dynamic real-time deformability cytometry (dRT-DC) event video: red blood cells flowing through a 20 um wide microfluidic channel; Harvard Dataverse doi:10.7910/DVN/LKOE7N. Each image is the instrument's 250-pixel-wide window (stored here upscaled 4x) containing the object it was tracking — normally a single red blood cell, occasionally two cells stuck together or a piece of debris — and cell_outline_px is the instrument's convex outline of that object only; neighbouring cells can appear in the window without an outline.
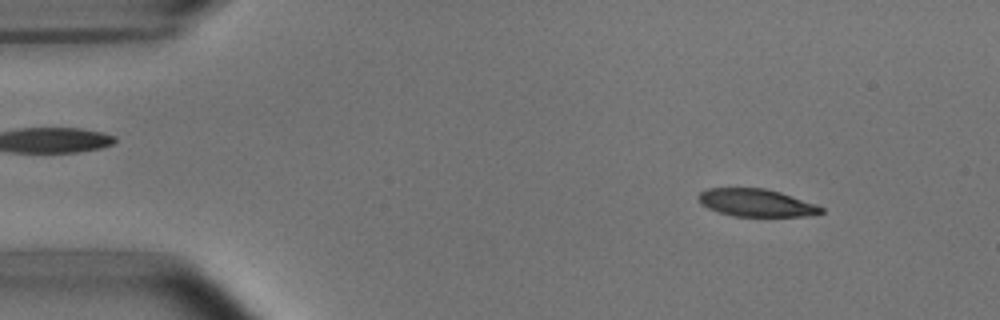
{"species": "common noctule bat (a hibernating species)", "species_latin": "Nyctalus noctula", "temperature_condition": "room temperature", "stored_images_in_passage": 52, "segment_of_instrument_passage": [1, 2], "camera_frame_rate_fps": 3000, "um_per_image_px": 0.085, "animal": {"sex": "male", "body_mass_g": 15.6}, "frame": {"image": 1, "passage_image": 5, "time_ms": 1.333, "image_size_px": [1000, 320], "cell_outline_px": [[824, 212], [812, 216], [732, 216], [708, 208], [700, 204], [696, 196], [700, 192], [708, 188], [764, 188], [780, 192], [816, 204], [824, 208]], "centroid_in_image_um": [64.28, 17.24], "position_along_channel_um": 20.7, "area_um2": 19.83}}
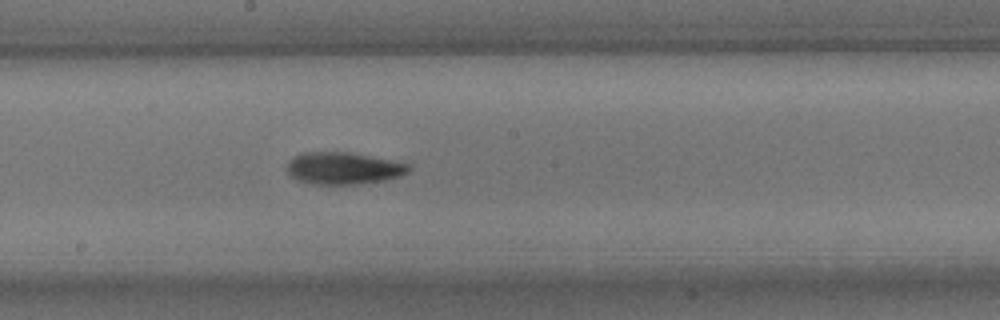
{"frame": {"image": 2, "passage_image": 27, "time_ms": 8.667, "image_size_px": [1000, 320], "cell_outline_px": [[412, 168], [408, 172], [400, 176], [388, 180], [356, 184], [308, 184], [296, 180], [288, 172], [288, 160], [304, 152], [348, 152], [392, 160], [412, 164]], "centroid_in_image_um": [29.23, 14.31], "position_along_channel_um": 219.0, "area_um2": 22.89}}
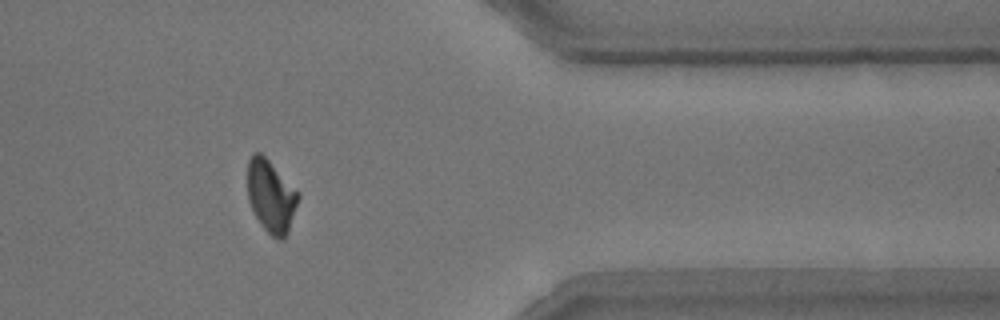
{"frame": {"image": 3, "passage_image": 42, "time_ms": 13.667, "image_size_px": [1000, 320], "cell_outline_px": [[300, 196], [288, 232], [284, 240], [280, 240], [272, 236], [260, 224], [248, 200], [248, 160], [252, 152], [260, 152], [300, 192]], "centroid_in_image_um": [23.05, 16.67], "position_along_channel_um": 388.4, "area_um2": 21.39}}